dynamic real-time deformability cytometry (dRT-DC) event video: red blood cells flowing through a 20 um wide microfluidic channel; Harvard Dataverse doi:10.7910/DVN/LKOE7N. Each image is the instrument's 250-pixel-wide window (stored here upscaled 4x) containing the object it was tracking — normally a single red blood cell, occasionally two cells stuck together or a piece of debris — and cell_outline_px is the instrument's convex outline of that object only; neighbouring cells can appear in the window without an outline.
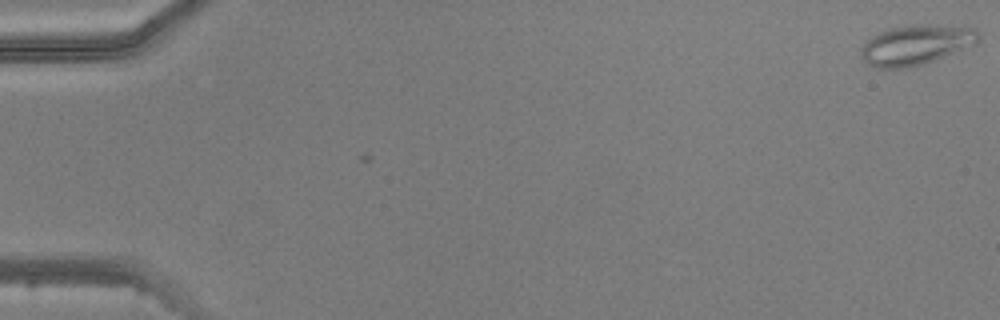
{"species": "common noctule bat (a hibernating species)", "species_latin": "Nyctalus noctula", "temperature_condition": "warm", "stored_images_in_passage": 2, "camera_frame_rate_fps": 3000, "um_per_image_px": 0.085, "animal": {"sex": "male", "body_mass_g": 20.5, "forearm_length_mm": 52.5}, "frame": {"image": 1, "passage_image": 1, "time_ms": 0.0, "image_size_px": [1000, 320], "cell_outline_px": [[980, 40], [976, 44], [944, 56], [908, 68], [876, 68], [868, 64], [860, 56], [860, 48], [872, 36], [888, 28], [976, 28], [980, 32]], "centroid_in_image_um": [77.8, 3.88], "position_along_channel_um": 7.2, "area_um2": 25.89}}